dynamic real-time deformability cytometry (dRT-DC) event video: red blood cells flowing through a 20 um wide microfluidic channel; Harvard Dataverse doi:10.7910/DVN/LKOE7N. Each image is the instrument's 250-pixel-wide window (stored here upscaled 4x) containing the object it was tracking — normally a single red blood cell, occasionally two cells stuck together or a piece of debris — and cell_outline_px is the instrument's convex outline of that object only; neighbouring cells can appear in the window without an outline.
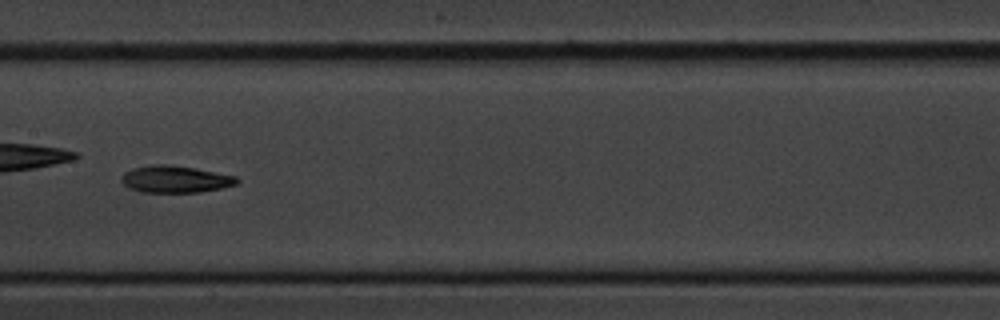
{"species": "common noctule bat (a hibernating species)", "species_latin": "Nyctalus noctula", "temperature_condition": "cold", "stored_images_in_passage": 7, "camera_frame_rate_fps": 3000, "um_per_image_px": 0.085, "animal": {"sex": "male", "body_mass_g": 20.1, "forearm_length_mm": 53.5}, "frame": {"image": 1, "passage_image": 7, "time_ms": 7.0, "image_size_px": [1000, 320], "cell_outline_px": [[240, 180], [236, 184], [220, 188], [200, 192], [140, 192], [128, 188], [120, 180], [120, 176], [124, 172], [132, 168], [152, 164], [172, 164], [196, 168], [236, 176]], "centroid_in_image_um": [14.86, 15.22], "position_along_channel_um": 192.5, "area_um2": 18.38}}